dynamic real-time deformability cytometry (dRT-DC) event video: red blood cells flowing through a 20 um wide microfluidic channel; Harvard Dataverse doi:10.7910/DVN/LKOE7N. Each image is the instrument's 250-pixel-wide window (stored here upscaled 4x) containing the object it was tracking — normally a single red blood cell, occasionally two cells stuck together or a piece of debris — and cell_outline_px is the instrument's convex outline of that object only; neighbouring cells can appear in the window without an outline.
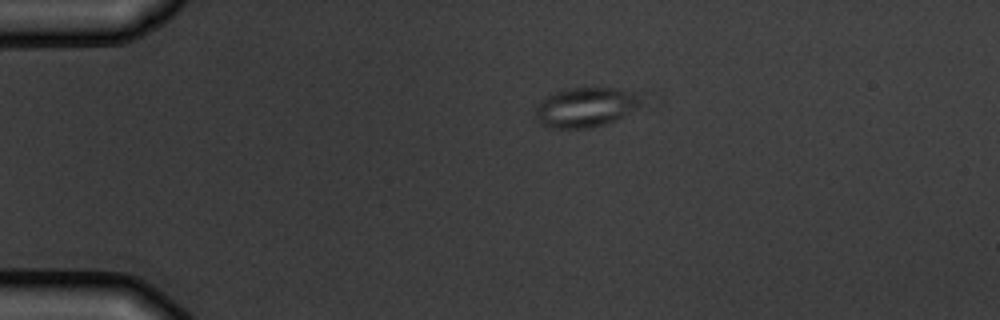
{"species": "common noctule bat (a hibernating species)", "species_latin": "Nyctalus noctula", "temperature_condition": "warm", "stored_images_in_passage": 3, "camera_frame_rate_fps": 3000, "um_per_image_px": 0.085, "animal": {"sex": "male", "body_mass_g": 19.5, "forearm_length_mm": 54.6}, "frame": {"image": 1, "passage_image": 1, "time_ms": 0.0, "image_size_px": [1000, 320], "cell_outline_px": [[640, 104], [620, 116], [604, 124], [592, 128], [548, 128], [540, 124], [536, 116], [536, 104], [548, 96], [556, 92], [568, 88], [612, 88], [636, 92]], "centroid_in_image_um": [49.68, 9.12], "position_along_channel_um": 35.3, "area_um2": 23.81}}